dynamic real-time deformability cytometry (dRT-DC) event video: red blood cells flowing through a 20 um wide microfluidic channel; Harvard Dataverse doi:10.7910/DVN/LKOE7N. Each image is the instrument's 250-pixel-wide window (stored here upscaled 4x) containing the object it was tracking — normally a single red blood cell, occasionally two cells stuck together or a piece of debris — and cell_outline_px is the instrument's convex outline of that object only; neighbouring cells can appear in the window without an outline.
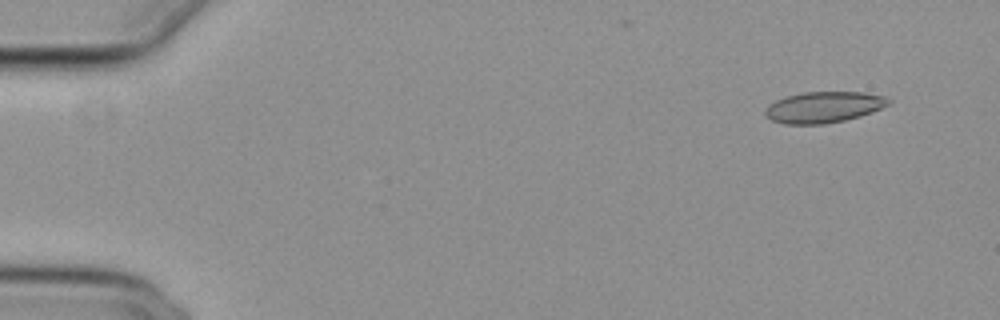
{"species": "common noctule bat (a hibernating species)", "species_latin": "Nyctalus noctula", "temperature_condition": "cold", "stored_images_in_passage": 8, "camera_frame_rate_fps": 3000, "um_per_image_px": 0.085, "animal": {"sex": "female", "body_mass_g": 29.2, "forearm_length_mm": 56.3}, "frame": {"image": 1, "passage_image": 2, "time_ms": 0.333, "image_size_px": [1000, 320], "cell_outline_px": [[892, 100], [888, 104], [880, 108], [860, 116], [844, 120], [824, 124], [784, 124], [772, 120], [764, 116], [764, 108], [768, 104], [784, 96], [804, 92], [864, 92], [884, 96]], "centroid_in_image_um": [69.95, 9.1], "position_along_channel_um": 15.0, "area_um2": 22.43}}